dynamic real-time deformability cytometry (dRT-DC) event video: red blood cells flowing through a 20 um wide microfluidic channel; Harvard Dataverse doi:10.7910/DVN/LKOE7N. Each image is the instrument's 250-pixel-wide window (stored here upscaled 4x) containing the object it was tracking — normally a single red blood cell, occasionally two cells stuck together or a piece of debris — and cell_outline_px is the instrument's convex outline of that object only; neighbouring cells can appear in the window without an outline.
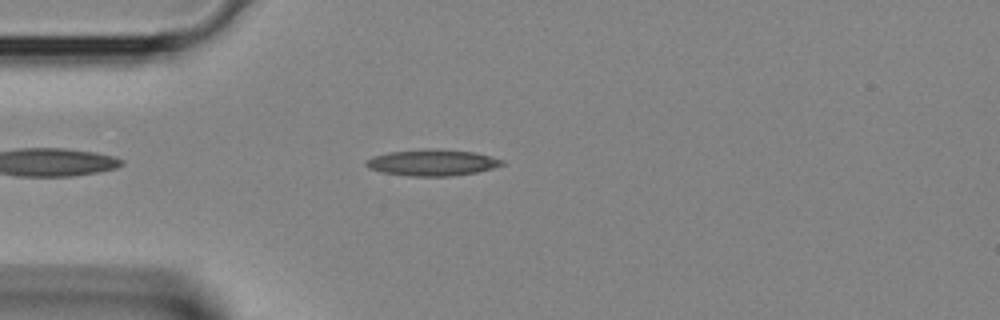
{"species": "Egyptian fruit bat (a non-hibernating species)", "species_latin": "Rousettus aegyptiacus", "temperature_condition": "room temperature", "stored_images_in_passage": 32, "camera_frame_rate_fps": 3000, "um_per_image_px": 0.085, "animal": {"sex": "female"}, "frame": {"image": 1, "passage_image": 4, "time_ms": 1.0, "image_size_px": [1000, 320], "cell_outline_px": [[504, 164], [492, 168], [476, 172], [452, 176], [408, 176], [380, 172], [368, 168], [364, 164], [372, 156], [388, 152], [472, 152], [504, 160]], "centroid_in_image_um": [36.7, 13.89], "position_along_channel_um": 48.3, "area_um2": 19.54}}
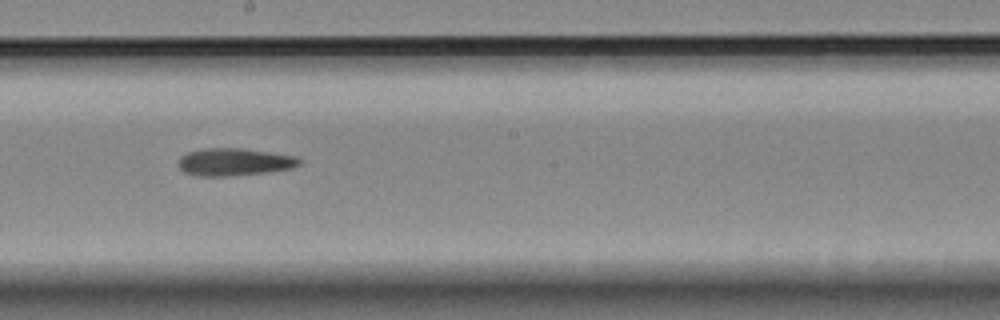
{"frame": {"image": 2, "passage_image": 15, "time_ms": 4.667, "image_size_px": [1000, 320], "cell_outline_px": [[300, 164], [292, 168], [268, 172], [228, 176], [196, 176], [184, 172], [180, 168], [180, 156], [188, 152], [204, 148], [240, 148], [296, 156], [300, 160]], "centroid_in_image_um": [19.91, 13.77], "position_along_channel_um": 228.3, "area_um2": 19.25}}
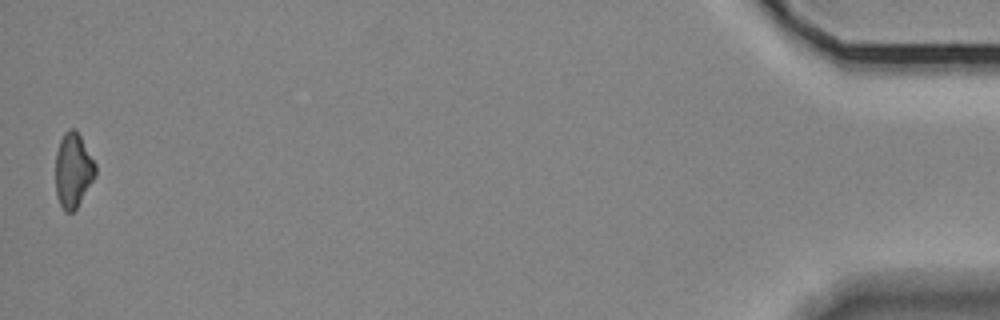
{"frame": {"image": 3, "passage_image": 32, "time_ms": 10.333, "image_size_px": [1000, 320], "cell_outline_px": [[96, 176], [76, 208], [72, 212], [64, 212], [56, 196], [56, 152], [60, 140], [64, 132], [68, 128], [76, 128], [96, 164]], "centroid_in_image_um": [6.22, 14.45], "position_along_channel_um": 429.0, "area_um2": 17.46}}